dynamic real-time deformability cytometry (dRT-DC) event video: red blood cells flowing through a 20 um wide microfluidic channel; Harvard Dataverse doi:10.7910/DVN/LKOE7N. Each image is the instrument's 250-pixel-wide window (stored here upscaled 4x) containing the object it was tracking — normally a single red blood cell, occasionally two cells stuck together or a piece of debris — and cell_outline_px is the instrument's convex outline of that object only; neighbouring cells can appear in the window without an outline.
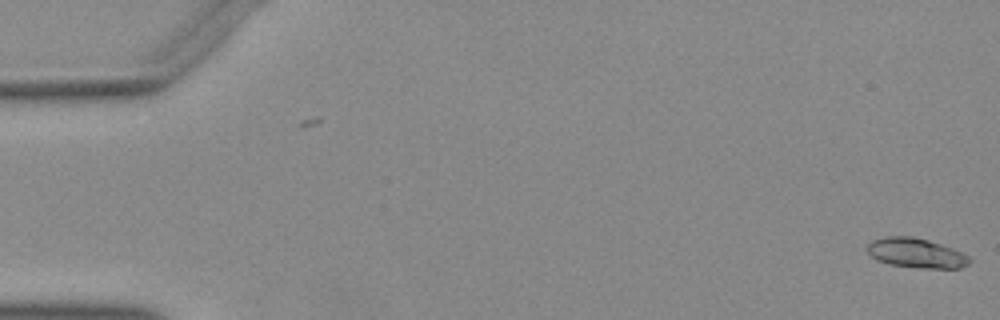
{"species": "Egyptian fruit bat (a non-hibernating species)", "species_latin": "Rousettus aegyptiacus", "temperature_condition": "warm", "stored_images_in_passage": 5, "camera_frame_rate_fps": 3000, "um_per_image_px": 0.085, "animal": {"sex": "female"}, "frame": {"image": 1, "passage_image": 5, "time_ms": 1.333, "image_size_px": [1000, 320], "cell_outline_px": [[972, 260], [968, 264], [960, 268], [916, 268], [892, 264], [876, 260], [868, 252], [868, 244], [872, 240], [888, 236], [912, 236], [928, 240], [952, 248], [968, 256]], "centroid_in_image_um": [77.87, 21.51], "position_along_channel_um": 7.1, "area_um2": 17.51}}